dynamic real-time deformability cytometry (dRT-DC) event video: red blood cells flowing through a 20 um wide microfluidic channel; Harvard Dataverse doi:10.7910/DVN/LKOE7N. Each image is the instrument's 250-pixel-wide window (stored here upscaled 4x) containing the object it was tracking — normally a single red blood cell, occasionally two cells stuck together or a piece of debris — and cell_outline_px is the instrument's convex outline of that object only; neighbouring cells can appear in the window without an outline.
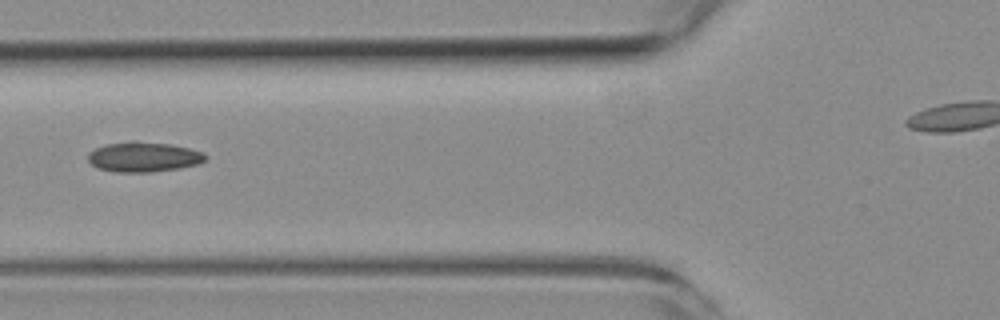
{"species": "common noctule bat (a hibernating species)", "species_latin": "Nyctalus noctula", "temperature_condition": "room temperature", "stored_images_in_passage": 4, "camera_frame_rate_fps": 3000, "um_per_image_px": 0.085, "animal": {"sex": "female", "body_mass_g": 19.3, "forearm_length_mm": 54.1}, "frame": {"image": 1, "passage_image": 4, "time_ms": 3.333, "image_size_px": [1000, 320], "cell_outline_px": [[208, 156], [204, 160], [196, 164], [180, 168], [152, 172], [116, 172], [96, 168], [88, 160], [88, 156], [96, 148], [108, 144], [168, 144], [188, 148], [204, 152]], "centroid_in_image_um": [12.24, 13.39], "position_along_channel_um": 113.6, "area_um2": 19.54}}